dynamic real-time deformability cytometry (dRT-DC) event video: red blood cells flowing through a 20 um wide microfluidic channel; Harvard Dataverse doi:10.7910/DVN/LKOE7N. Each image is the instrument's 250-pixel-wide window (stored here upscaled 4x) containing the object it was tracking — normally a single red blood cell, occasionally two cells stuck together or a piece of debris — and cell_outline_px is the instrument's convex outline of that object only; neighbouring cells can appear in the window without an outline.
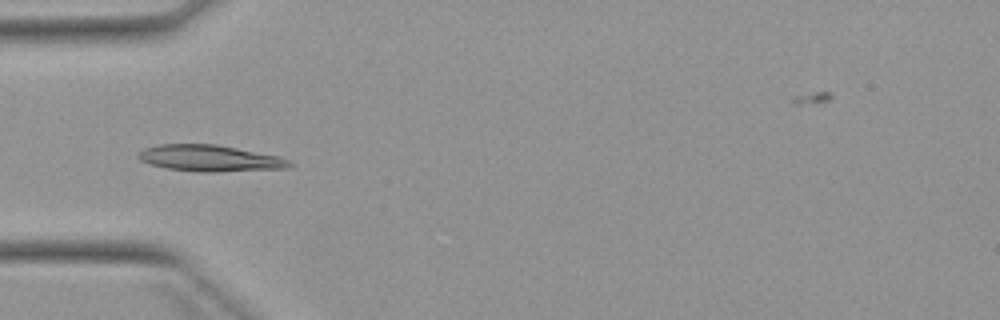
{"species": "Egyptian fruit bat (a non-hibernating species)", "species_latin": "Rousettus aegyptiacus", "temperature_condition": "warm", "stored_images_in_passage": 4, "camera_frame_rate_fps": 3000, "um_per_image_px": 0.085, "animal": {"sex": "female"}, "frame": {"image": 1, "passage_image": 4, "time_ms": 4.333, "image_size_px": [1000, 320], "cell_outline_px": [[296, 164], [288, 168], [216, 172], [196, 172], [168, 168], [148, 164], [140, 160], [136, 156], [136, 152], [144, 148], [160, 144], [216, 144], [280, 156]], "centroid_in_image_um": [17.83, 13.45], "position_along_channel_um": 67.2, "area_um2": 23.52}}